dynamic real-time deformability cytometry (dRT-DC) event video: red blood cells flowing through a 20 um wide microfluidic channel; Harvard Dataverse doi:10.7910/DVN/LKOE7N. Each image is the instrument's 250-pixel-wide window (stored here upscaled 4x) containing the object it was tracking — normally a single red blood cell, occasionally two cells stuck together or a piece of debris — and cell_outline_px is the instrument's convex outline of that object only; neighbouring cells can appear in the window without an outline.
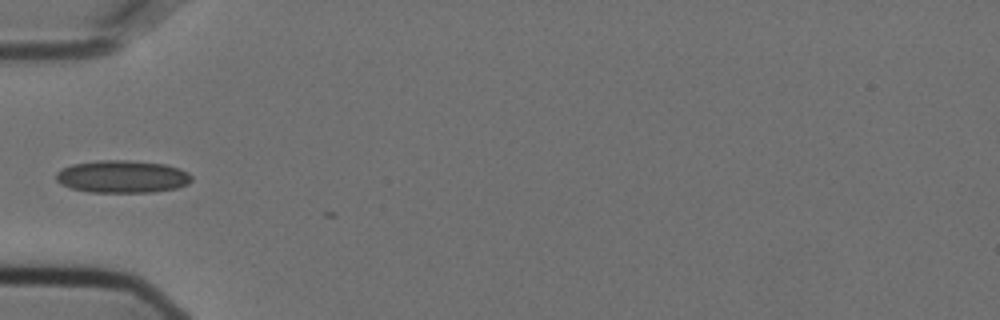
{"species": "Egyptian fruit bat (a non-hibernating species)", "species_latin": "Rousettus aegyptiacus", "temperature_condition": "cold", "stored_images_in_passage": 3, "camera_frame_rate_fps": 3000, "um_per_image_px": 0.085, "animal": {"sex": "female"}, "frame": {"image": 1, "passage_image": 1, "time_ms": 0.0, "image_size_px": [1000, 320], "cell_outline_px": [[192, 180], [188, 184], [176, 188], [152, 192], [88, 192], [72, 188], [60, 184], [56, 180], [56, 172], [60, 168], [72, 164], [100, 160], [128, 160], [164, 164], [180, 168], [188, 172], [192, 176]], "centroid_in_image_um": [10.38, 15.01], "position_along_channel_um": 74.6, "area_um2": 25.84}}